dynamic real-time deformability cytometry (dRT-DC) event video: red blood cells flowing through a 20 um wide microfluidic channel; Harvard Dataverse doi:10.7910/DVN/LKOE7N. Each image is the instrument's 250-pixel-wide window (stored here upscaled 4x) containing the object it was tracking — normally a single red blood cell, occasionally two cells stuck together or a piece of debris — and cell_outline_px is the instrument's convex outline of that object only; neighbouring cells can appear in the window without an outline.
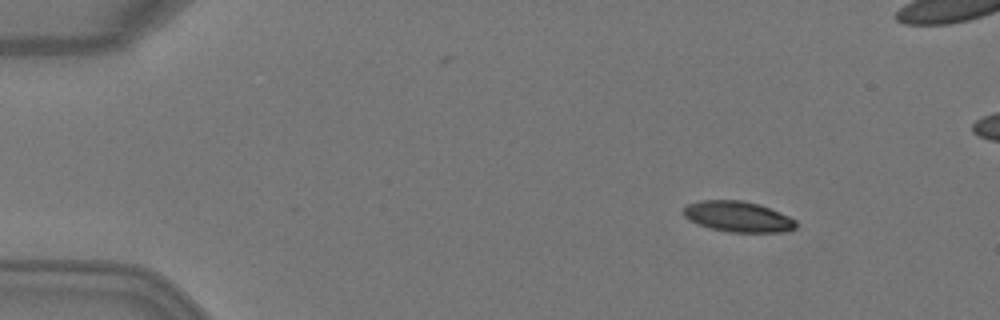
{"species": "Egyptian fruit bat (a non-hibernating species)", "species_latin": "Rousettus aegyptiacus", "temperature_condition": "warm", "stored_images_in_passage": 5, "camera_frame_rate_fps": 3000, "um_per_image_px": 0.085, "animal": {"sex": "female"}, "frame": {"image": 1, "passage_image": 2, "time_ms": 0.333, "image_size_px": [1000, 320], "cell_outline_px": [[796, 228], [784, 232], [728, 232], [708, 228], [688, 220], [680, 212], [688, 204], [700, 200], [740, 200], [760, 204], [788, 216], [796, 220]], "centroid_in_image_um": [62.69, 18.41], "position_along_channel_um": 22.3, "area_um2": 20.29}}